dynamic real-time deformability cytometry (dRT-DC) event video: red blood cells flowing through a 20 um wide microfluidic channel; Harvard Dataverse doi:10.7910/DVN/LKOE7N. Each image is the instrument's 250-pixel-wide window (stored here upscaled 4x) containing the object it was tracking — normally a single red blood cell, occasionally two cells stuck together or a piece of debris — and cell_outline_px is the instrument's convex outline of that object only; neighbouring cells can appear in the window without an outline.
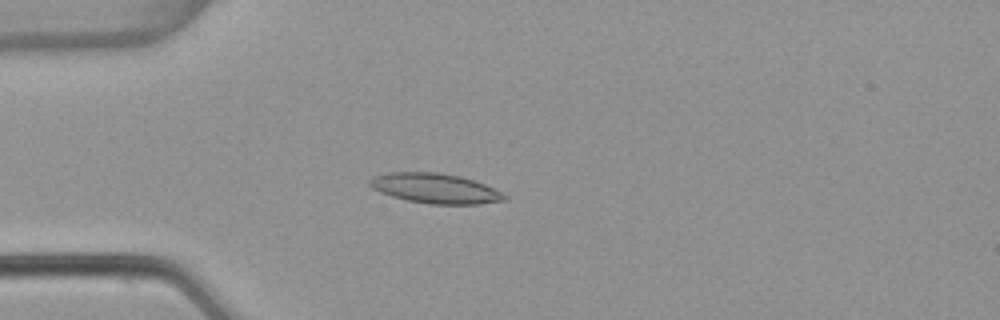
{"species": "common noctule bat (a hibernating species)", "species_latin": "Nyctalus noctula", "temperature_condition": "warm", "stored_images_in_passage": 54, "camera_frame_rate_fps": 3000, "um_per_image_px": 0.085, "animal": {"sex": "female", "body_mass_g": 22.7, "forearm_length_mm": 54.2}, "frame": {"image": 1, "passage_image": 15, "time_ms": 4.667, "image_size_px": [1000, 320], "cell_outline_px": [[508, 200], [480, 204], [432, 204], [408, 200], [392, 196], [380, 192], [372, 188], [368, 184], [368, 180], [372, 176], [384, 172], [436, 172], [460, 176], [484, 184], [504, 192], [508, 196]], "centroid_in_image_um": [36.99, 16.01], "position_along_channel_um": 48.0, "area_um2": 23.7}}
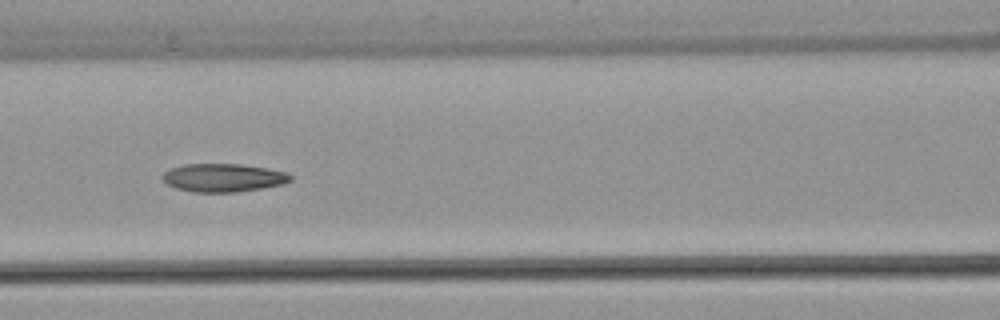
{"frame": {"image": 2, "passage_image": 24, "time_ms": 7.667, "image_size_px": [1000, 320], "cell_outline_px": [[292, 180], [284, 184], [236, 192], [192, 192], [176, 188], [168, 184], [160, 176], [164, 172], [172, 168], [184, 164], [240, 164], [268, 168], [288, 172], [292, 176]], "centroid_in_image_um": [19.0, 15.1], "position_along_channel_um": 147.6, "area_um2": 21.1}}
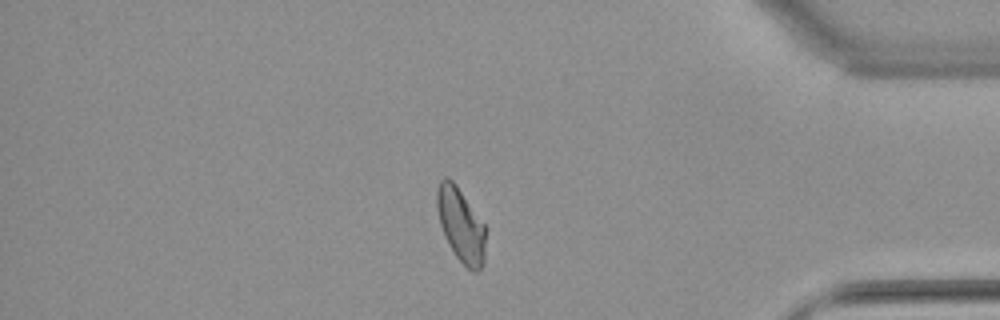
{"frame": {"image": 3, "passage_image": 46, "time_ms": 15.0, "image_size_px": [1000, 320], "cell_outline_px": [[484, 264], [476, 272], [472, 272], [456, 256], [444, 236], [440, 224], [436, 208], [436, 192], [440, 180], [444, 176], [448, 176], [456, 184], [484, 224]], "centroid_in_image_um": [39.14, 19.09], "position_along_channel_um": 396.1, "area_um2": 20.81}, "authors_computed_cell_mechanics": {"area_um2": 21.3571, "velocity_mm_per_s": 3.8195, "shape_relaxation_time_tau1_ms": null, "shape_relaxation_time_tau2_ms": 3.357, "deformation_change_tau1": null, "deformation_change_tau2": 0.0963}}